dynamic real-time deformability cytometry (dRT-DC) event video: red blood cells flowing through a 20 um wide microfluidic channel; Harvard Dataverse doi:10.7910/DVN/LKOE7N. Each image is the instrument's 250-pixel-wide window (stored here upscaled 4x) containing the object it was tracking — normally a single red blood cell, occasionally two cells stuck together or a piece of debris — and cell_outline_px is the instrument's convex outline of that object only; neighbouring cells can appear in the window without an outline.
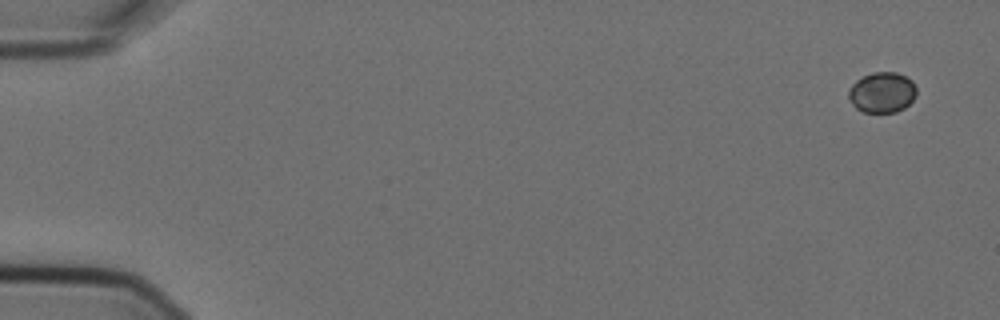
{"species": "Egyptian fruit bat (a non-hibernating species)", "species_latin": "Rousettus aegyptiacus", "temperature_condition": "cold", "stored_images_in_passage": 4, "camera_frame_rate_fps": 3000, "um_per_image_px": 0.085, "animal": {"sex": "female"}, "frame": {"image": 1, "passage_image": 1, "time_ms": 0.0, "image_size_px": [1000, 320], "cell_outline_px": [[916, 96], [904, 108], [896, 112], [864, 112], [856, 108], [848, 100], [848, 92], [852, 84], [856, 80], [872, 72], [896, 72], [912, 80], [916, 88]], "centroid_in_image_um": [74.97, 7.85], "position_along_channel_um": 10.0, "area_um2": 16.07}}